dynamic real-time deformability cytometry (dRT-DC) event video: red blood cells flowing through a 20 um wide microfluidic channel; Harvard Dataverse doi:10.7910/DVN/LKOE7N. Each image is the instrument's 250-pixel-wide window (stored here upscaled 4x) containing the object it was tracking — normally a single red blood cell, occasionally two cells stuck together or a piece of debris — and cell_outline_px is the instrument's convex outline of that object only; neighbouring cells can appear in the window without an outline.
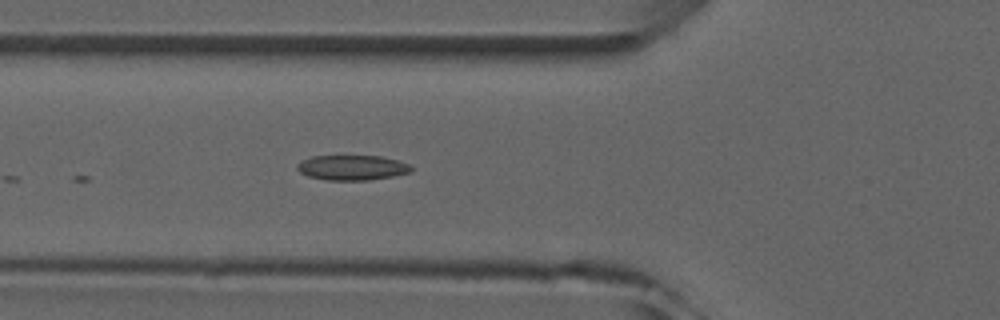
{"species": "common noctule bat (a hibernating species)", "species_latin": "Nyctalus noctula", "temperature_condition": "room temperature", "stored_images_in_passage": 5, "camera_frame_rate_fps": 3000, "um_per_image_px": 0.085, "animal": {"sex": "male", "forearm_length_mm": 52.5}, "frame": {"image": 1, "passage_image": 5, "time_ms": 4.667, "image_size_px": [1000, 320], "cell_outline_px": [[412, 172], [392, 176], [368, 180], [328, 180], [308, 176], [300, 172], [296, 168], [296, 164], [300, 160], [312, 156], [380, 156], [396, 160], [408, 164], [412, 168]], "centroid_in_image_um": [29.89, 14.24], "position_along_channel_um": 95.9, "area_um2": 16.59}}